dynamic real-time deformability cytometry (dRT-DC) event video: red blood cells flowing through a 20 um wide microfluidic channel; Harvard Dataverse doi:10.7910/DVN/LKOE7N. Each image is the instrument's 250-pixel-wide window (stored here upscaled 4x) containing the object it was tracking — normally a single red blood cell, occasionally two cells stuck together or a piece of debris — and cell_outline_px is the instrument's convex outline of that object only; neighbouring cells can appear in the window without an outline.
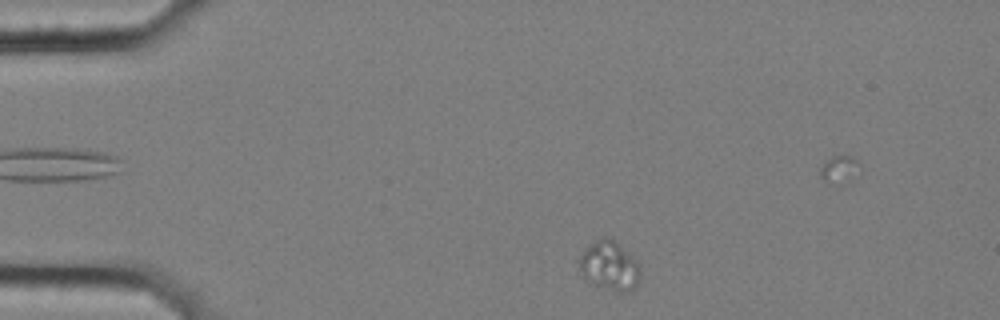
{"species": "common noctule bat (a hibernating species)", "species_latin": "Nyctalus noctula", "temperature_condition": "cold", "stored_images_in_passage": 53, "camera_frame_rate_fps": 3000, "um_per_image_px": 0.085, "animal": {"sex": "female", "body_mass_g": 25.1}, "frame": {"image": 1, "passage_image": 5, "time_ms": 1.333, "image_size_px": [1000, 320], "cell_outline_px": [[640, 276], [632, 292], [624, 292], [608, 288], [596, 284], [588, 280], [580, 272], [576, 260], [596, 240], [604, 236], [612, 236], [640, 264]], "centroid_in_image_um": [51.82, 22.56], "position_along_channel_um": 33.2, "area_um2": 17.46}}
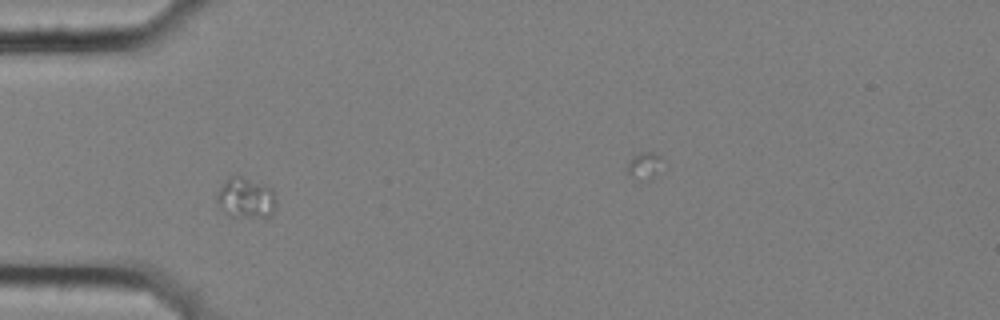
{"frame": {"image": 2, "passage_image": 12, "time_ms": 3.667, "image_size_px": [1000, 320], "cell_outline_px": [[276, 208], [272, 216], [228, 216], [220, 208], [216, 200], [216, 196], [220, 188], [228, 176], [240, 176], [264, 184], [272, 188], [276, 200]], "centroid_in_image_um": [20.9, 16.82], "position_along_channel_um": 64.1, "area_um2": 14.05}}
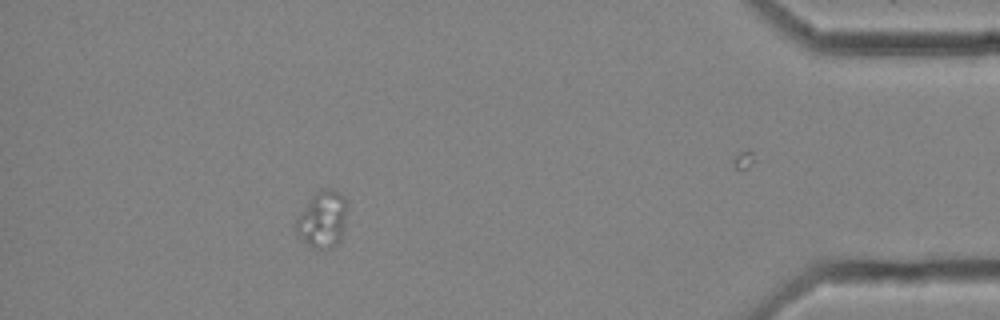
{"frame": {"image": 3, "passage_image": 46, "time_ms": 15.0, "image_size_px": [1000, 320], "cell_outline_px": [[344, 232], [340, 240], [336, 244], [328, 248], [312, 248], [296, 232], [292, 224], [296, 216], [312, 196], [316, 192], [324, 188], [336, 192], [344, 196]], "centroid_in_image_um": [27.34, 18.67], "position_along_channel_um": 407.9, "area_um2": 16.59}}